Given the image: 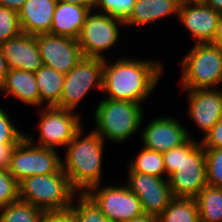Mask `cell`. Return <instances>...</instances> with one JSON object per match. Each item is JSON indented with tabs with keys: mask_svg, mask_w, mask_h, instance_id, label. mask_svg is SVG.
Segmentation results:
<instances>
[{
	"mask_svg": "<svg viewBox=\"0 0 222 222\" xmlns=\"http://www.w3.org/2000/svg\"><path fill=\"white\" fill-rule=\"evenodd\" d=\"M142 111L139 103L105 98L95 109L93 130L104 142L106 139L122 143L140 128Z\"/></svg>",
	"mask_w": 222,
	"mask_h": 222,
	"instance_id": "277c9868",
	"label": "cell"
},
{
	"mask_svg": "<svg viewBox=\"0 0 222 222\" xmlns=\"http://www.w3.org/2000/svg\"><path fill=\"white\" fill-rule=\"evenodd\" d=\"M18 186L19 200L44 212L68 210L78 193L62 168L56 173L27 177Z\"/></svg>",
	"mask_w": 222,
	"mask_h": 222,
	"instance_id": "3957f363",
	"label": "cell"
},
{
	"mask_svg": "<svg viewBox=\"0 0 222 222\" xmlns=\"http://www.w3.org/2000/svg\"><path fill=\"white\" fill-rule=\"evenodd\" d=\"M19 143L0 144V170H8L10 167L12 153Z\"/></svg>",
	"mask_w": 222,
	"mask_h": 222,
	"instance_id": "d590c367",
	"label": "cell"
},
{
	"mask_svg": "<svg viewBox=\"0 0 222 222\" xmlns=\"http://www.w3.org/2000/svg\"><path fill=\"white\" fill-rule=\"evenodd\" d=\"M0 210V222H39L44 212L21 200L10 203Z\"/></svg>",
	"mask_w": 222,
	"mask_h": 222,
	"instance_id": "4316f807",
	"label": "cell"
},
{
	"mask_svg": "<svg viewBox=\"0 0 222 222\" xmlns=\"http://www.w3.org/2000/svg\"><path fill=\"white\" fill-rule=\"evenodd\" d=\"M24 138L25 134L14 126L7 112L0 107V144L20 143Z\"/></svg>",
	"mask_w": 222,
	"mask_h": 222,
	"instance_id": "1f68e13d",
	"label": "cell"
},
{
	"mask_svg": "<svg viewBox=\"0 0 222 222\" xmlns=\"http://www.w3.org/2000/svg\"><path fill=\"white\" fill-rule=\"evenodd\" d=\"M181 89L188 91V115L205 135L222 118V94L220 89Z\"/></svg>",
	"mask_w": 222,
	"mask_h": 222,
	"instance_id": "2e32d148",
	"label": "cell"
},
{
	"mask_svg": "<svg viewBox=\"0 0 222 222\" xmlns=\"http://www.w3.org/2000/svg\"><path fill=\"white\" fill-rule=\"evenodd\" d=\"M128 172H140L164 178L162 176L166 171L162 153L143 147L136 159L129 163Z\"/></svg>",
	"mask_w": 222,
	"mask_h": 222,
	"instance_id": "d4e9b609",
	"label": "cell"
},
{
	"mask_svg": "<svg viewBox=\"0 0 222 222\" xmlns=\"http://www.w3.org/2000/svg\"><path fill=\"white\" fill-rule=\"evenodd\" d=\"M57 1L69 4H76L80 6H86V7H94L95 4V0H57Z\"/></svg>",
	"mask_w": 222,
	"mask_h": 222,
	"instance_id": "60d3db41",
	"label": "cell"
},
{
	"mask_svg": "<svg viewBox=\"0 0 222 222\" xmlns=\"http://www.w3.org/2000/svg\"><path fill=\"white\" fill-rule=\"evenodd\" d=\"M65 74L42 66L35 72V79L40 91V107L47 104V107L57 106L61 99Z\"/></svg>",
	"mask_w": 222,
	"mask_h": 222,
	"instance_id": "7402d4cb",
	"label": "cell"
},
{
	"mask_svg": "<svg viewBox=\"0 0 222 222\" xmlns=\"http://www.w3.org/2000/svg\"><path fill=\"white\" fill-rule=\"evenodd\" d=\"M165 171L168 177L178 168L181 162V145L162 153Z\"/></svg>",
	"mask_w": 222,
	"mask_h": 222,
	"instance_id": "836d02e7",
	"label": "cell"
},
{
	"mask_svg": "<svg viewBox=\"0 0 222 222\" xmlns=\"http://www.w3.org/2000/svg\"><path fill=\"white\" fill-rule=\"evenodd\" d=\"M157 222H200L195 198L173 197Z\"/></svg>",
	"mask_w": 222,
	"mask_h": 222,
	"instance_id": "cb8c5ba5",
	"label": "cell"
},
{
	"mask_svg": "<svg viewBox=\"0 0 222 222\" xmlns=\"http://www.w3.org/2000/svg\"><path fill=\"white\" fill-rule=\"evenodd\" d=\"M42 108L38 123V145L31 135L25 134V138L33 145L56 150L58 146H66L74 135L82 128L80 117L72 110L58 108L56 106Z\"/></svg>",
	"mask_w": 222,
	"mask_h": 222,
	"instance_id": "ba28073f",
	"label": "cell"
},
{
	"mask_svg": "<svg viewBox=\"0 0 222 222\" xmlns=\"http://www.w3.org/2000/svg\"><path fill=\"white\" fill-rule=\"evenodd\" d=\"M27 0H0V6L19 12Z\"/></svg>",
	"mask_w": 222,
	"mask_h": 222,
	"instance_id": "8d00e7d4",
	"label": "cell"
},
{
	"mask_svg": "<svg viewBox=\"0 0 222 222\" xmlns=\"http://www.w3.org/2000/svg\"><path fill=\"white\" fill-rule=\"evenodd\" d=\"M123 222H157V218L146 213Z\"/></svg>",
	"mask_w": 222,
	"mask_h": 222,
	"instance_id": "ab89813d",
	"label": "cell"
},
{
	"mask_svg": "<svg viewBox=\"0 0 222 222\" xmlns=\"http://www.w3.org/2000/svg\"><path fill=\"white\" fill-rule=\"evenodd\" d=\"M104 59L83 57L66 75L58 108H77L92 87L103 89Z\"/></svg>",
	"mask_w": 222,
	"mask_h": 222,
	"instance_id": "52a82bcc",
	"label": "cell"
},
{
	"mask_svg": "<svg viewBox=\"0 0 222 222\" xmlns=\"http://www.w3.org/2000/svg\"><path fill=\"white\" fill-rule=\"evenodd\" d=\"M195 200L200 222H222V188L206 185Z\"/></svg>",
	"mask_w": 222,
	"mask_h": 222,
	"instance_id": "603a6c76",
	"label": "cell"
},
{
	"mask_svg": "<svg viewBox=\"0 0 222 222\" xmlns=\"http://www.w3.org/2000/svg\"><path fill=\"white\" fill-rule=\"evenodd\" d=\"M219 14L202 0H182L177 17L196 40L195 43H211Z\"/></svg>",
	"mask_w": 222,
	"mask_h": 222,
	"instance_id": "5bb4252c",
	"label": "cell"
},
{
	"mask_svg": "<svg viewBox=\"0 0 222 222\" xmlns=\"http://www.w3.org/2000/svg\"><path fill=\"white\" fill-rule=\"evenodd\" d=\"M94 7L57 2L50 33L77 39L87 15Z\"/></svg>",
	"mask_w": 222,
	"mask_h": 222,
	"instance_id": "d6986e66",
	"label": "cell"
},
{
	"mask_svg": "<svg viewBox=\"0 0 222 222\" xmlns=\"http://www.w3.org/2000/svg\"><path fill=\"white\" fill-rule=\"evenodd\" d=\"M57 0H27L18 12L22 33H50Z\"/></svg>",
	"mask_w": 222,
	"mask_h": 222,
	"instance_id": "ac0fdd59",
	"label": "cell"
},
{
	"mask_svg": "<svg viewBox=\"0 0 222 222\" xmlns=\"http://www.w3.org/2000/svg\"><path fill=\"white\" fill-rule=\"evenodd\" d=\"M43 66L67 74L84 56L77 39L52 34L36 35Z\"/></svg>",
	"mask_w": 222,
	"mask_h": 222,
	"instance_id": "4fadbf2b",
	"label": "cell"
},
{
	"mask_svg": "<svg viewBox=\"0 0 222 222\" xmlns=\"http://www.w3.org/2000/svg\"><path fill=\"white\" fill-rule=\"evenodd\" d=\"M8 66L3 55L2 47L0 45V87L3 85L6 75L8 73Z\"/></svg>",
	"mask_w": 222,
	"mask_h": 222,
	"instance_id": "74e56055",
	"label": "cell"
},
{
	"mask_svg": "<svg viewBox=\"0 0 222 222\" xmlns=\"http://www.w3.org/2000/svg\"><path fill=\"white\" fill-rule=\"evenodd\" d=\"M100 185L91 187L87 193L111 222H123L144 214L140 200L126 185H106L99 189Z\"/></svg>",
	"mask_w": 222,
	"mask_h": 222,
	"instance_id": "8fae6325",
	"label": "cell"
},
{
	"mask_svg": "<svg viewBox=\"0 0 222 222\" xmlns=\"http://www.w3.org/2000/svg\"><path fill=\"white\" fill-rule=\"evenodd\" d=\"M21 33L18 12L0 6V45Z\"/></svg>",
	"mask_w": 222,
	"mask_h": 222,
	"instance_id": "f546056e",
	"label": "cell"
},
{
	"mask_svg": "<svg viewBox=\"0 0 222 222\" xmlns=\"http://www.w3.org/2000/svg\"><path fill=\"white\" fill-rule=\"evenodd\" d=\"M168 181L173 197L195 198L207 185L205 151L196 139L181 145L180 165Z\"/></svg>",
	"mask_w": 222,
	"mask_h": 222,
	"instance_id": "8992f818",
	"label": "cell"
},
{
	"mask_svg": "<svg viewBox=\"0 0 222 222\" xmlns=\"http://www.w3.org/2000/svg\"><path fill=\"white\" fill-rule=\"evenodd\" d=\"M0 90L6 96L17 97L19 101L26 105L40 107V91L35 79L34 72L21 69H9Z\"/></svg>",
	"mask_w": 222,
	"mask_h": 222,
	"instance_id": "ffe728a7",
	"label": "cell"
},
{
	"mask_svg": "<svg viewBox=\"0 0 222 222\" xmlns=\"http://www.w3.org/2000/svg\"><path fill=\"white\" fill-rule=\"evenodd\" d=\"M39 222H73L70 210L43 212Z\"/></svg>",
	"mask_w": 222,
	"mask_h": 222,
	"instance_id": "e575fe53",
	"label": "cell"
},
{
	"mask_svg": "<svg viewBox=\"0 0 222 222\" xmlns=\"http://www.w3.org/2000/svg\"><path fill=\"white\" fill-rule=\"evenodd\" d=\"M1 47L8 69L35 73L43 66L35 35L21 33L1 44Z\"/></svg>",
	"mask_w": 222,
	"mask_h": 222,
	"instance_id": "e0dca14e",
	"label": "cell"
},
{
	"mask_svg": "<svg viewBox=\"0 0 222 222\" xmlns=\"http://www.w3.org/2000/svg\"><path fill=\"white\" fill-rule=\"evenodd\" d=\"M72 202L69 208L73 222H111L102 212L100 206L87 193L79 194L78 204Z\"/></svg>",
	"mask_w": 222,
	"mask_h": 222,
	"instance_id": "484cf974",
	"label": "cell"
},
{
	"mask_svg": "<svg viewBox=\"0 0 222 222\" xmlns=\"http://www.w3.org/2000/svg\"><path fill=\"white\" fill-rule=\"evenodd\" d=\"M104 59L103 89L107 99L142 104L158 85L162 64L153 60L120 58L109 64ZM109 96V97H108Z\"/></svg>",
	"mask_w": 222,
	"mask_h": 222,
	"instance_id": "6da1fadb",
	"label": "cell"
},
{
	"mask_svg": "<svg viewBox=\"0 0 222 222\" xmlns=\"http://www.w3.org/2000/svg\"><path fill=\"white\" fill-rule=\"evenodd\" d=\"M141 134L143 147L161 153L182 145L191 138L188 130L173 116L152 120Z\"/></svg>",
	"mask_w": 222,
	"mask_h": 222,
	"instance_id": "9a60e30c",
	"label": "cell"
},
{
	"mask_svg": "<svg viewBox=\"0 0 222 222\" xmlns=\"http://www.w3.org/2000/svg\"><path fill=\"white\" fill-rule=\"evenodd\" d=\"M182 0H136L125 25H147L170 14L178 16Z\"/></svg>",
	"mask_w": 222,
	"mask_h": 222,
	"instance_id": "44dd1931",
	"label": "cell"
},
{
	"mask_svg": "<svg viewBox=\"0 0 222 222\" xmlns=\"http://www.w3.org/2000/svg\"><path fill=\"white\" fill-rule=\"evenodd\" d=\"M62 168V158L54 149L39 147L24 138L16 145L8 169L18 183L30 176L52 174Z\"/></svg>",
	"mask_w": 222,
	"mask_h": 222,
	"instance_id": "9c48e42d",
	"label": "cell"
},
{
	"mask_svg": "<svg viewBox=\"0 0 222 222\" xmlns=\"http://www.w3.org/2000/svg\"><path fill=\"white\" fill-rule=\"evenodd\" d=\"M214 45L222 47V13L219 14L214 40L211 42Z\"/></svg>",
	"mask_w": 222,
	"mask_h": 222,
	"instance_id": "f35d334b",
	"label": "cell"
},
{
	"mask_svg": "<svg viewBox=\"0 0 222 222\" xmlns=\"http://www.w3.org/2000/svg\"><path fill=\"white\" fill-rule=\"evenodd\" d=\"M136 0H95L100 13L125 21L132 13Z\"/></svg>",
	"mask_w": 222,
	"mask_h": 222,
	"instance_id": "f1b7e54d",
	"label": "cell"
},
{
	"mask_svg": "<svg viewBox=\"0 0 222 222\" xmlns=\"http://www.w3.org/2000/svg\"><path fill=\"white\" fill-rule=\"evenodd\" d=\"M203 148H222V118L200 141Z\"/></svg>",
	"mask_w": 222,
	"mask_h": 222,
	"instance_id": "d6a6232c",
	"label": "cell"
},
{
	"mask_svg": "<svg viewBox=\"0 0 222 222\" xmlns=\"http://www.w3.org/2000/svg\"><path fill=\"white\" fill-rule=\"evenodd\" d=\"M126 186L141 202L143 212L158 217L173 198L169 181L140 172H128Z\"/></svg>",
	"mask_w": 222,
	"mask_h": 222,
	"instance_id": "7c38bea8",
	"label": "cell"
},
{
	"mask_svg": "<svg viewBox=\"0 0 222 222\" xmlns=\"http://www.w3.org/2000/svg\"><path fill=\"white\" fill-rule=\"evenodd\" d=\"M207 185L222 188V148H204Z\"/></svg>",
	"mask_w": 222,
	"mask_h": 222,
	"instance_id": "83f0119b",
	"label": "cell"
},
{
	"mask_svg": "<svg viewBox=\"0 0 222 222\" xmlns=\"http://www.w3.org/2000/svg\"><path fill=\"white\" fill-rule=\"evenodd\" d=\"M19 200L18 181L8 170H0V209Z\"/></svg>",
	"mask_w": 222,
	"mask_h": 222,
	"instance_id": "4dcf8cb0",
	"label": "cell"
},
{
	"mask_svg": "<svg viewBox=\"0 0 222 222\" xmlns=\"http://www.w3.org/2000/svg\"><path fill=\"white\" fill-rule=\"evenodd\" d=\"M92 11L87 15L77 41L84 57L106 59L101 52L116 44L120 35L118 27L125 23L107 14H92Z\"/></svg>",
	"mask_w": 222,
	"mask_h": 222,
	"instance_id": "30bf717a",
	"label": "cell"
},
{
	"mask_svg": "<svg viewBox=\"0 0 222 222\" xmlns=\"http://www.w3.org/2000/svg\"><path fill=\"white\" fill-rule=\"evenodd\" d=\"M182 89L214 88L222 82V47L196 43L182 60Z\"/></svg>",
	"mask_w": 222,
	"mask_h": 222,
	"instance_id": "5b68a950",
	"label": "cell"
},
{
	"mask_svg": "<svg viewBox=\"0 0 222 222\" xmlns=\"http://www.w3.org/2000/svg\"><path fill=\"white\" fill-rule=\"evenodd\" d=\"M82 135L83 127L66 146L62 160V169L77 192H87L102 179L104 140L94 130Z\"/></svg>",
	"mask_w": 222,
	"mask_h": 222,
	"instance_id": "7a4b0ae2",
	"label": "cell"
},
{
	"mask_svg": "<svg viewBox=\"0 0 222 222\" xmlns=\"http://www.w3.org/2000/svg\"><path fill=\"white\" fill-rule=\"evenodd\" d=\"M207 6H210L215 11L222 13V0H202Z\"/></svg>",
	"mask_w": 222,
	"mask_h": 222,
	"instance_id": "b9f144b4",
	"label": "cell"
}]
</instances>
